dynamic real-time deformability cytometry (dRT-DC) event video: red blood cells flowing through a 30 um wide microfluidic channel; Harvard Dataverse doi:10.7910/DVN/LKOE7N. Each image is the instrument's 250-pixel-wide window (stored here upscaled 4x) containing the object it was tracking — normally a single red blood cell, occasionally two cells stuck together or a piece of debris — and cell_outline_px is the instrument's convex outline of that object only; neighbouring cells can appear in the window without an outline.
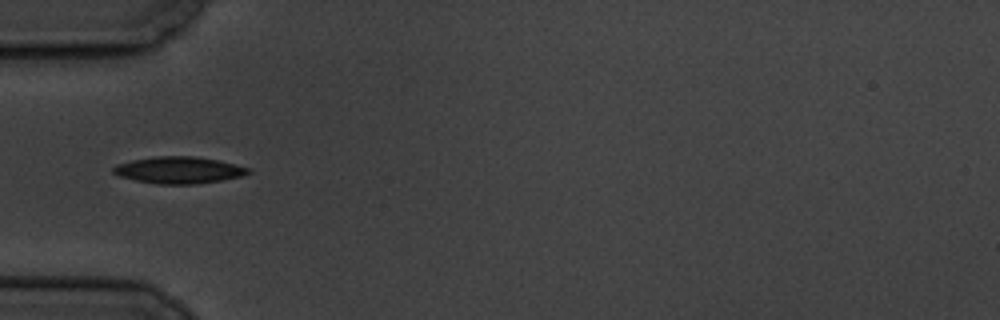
{"species": "common noctule bat (a hibernating species)", "species_latin": "Nyctalus noctula", "temperature_condition": "cold", "stored_images_in_passage": 9, "camera_frame_rate_fps": 3000, "um_per_image_px": 0.085, "animal": {"sex": "male", "body_mass_g": 19.5, "forearm_length_mm": 54.6}, "frame": {"image": 1, "passage_image": 6, "time_ms": 5.667, "image_size_px": [1000, 320], "cell_outline_px": [[252, 172], [240, 176], [220, 180], [196, 184], [156, 184], [136, 180], [120, 176], [112, 172], [112, 168], [116, 164], [132, 160], [156, 156], [192, 156], [216, 160], [252, 168]], "centroid_in_image_um": [15.19, 14.45], "position_along_channel_um": 69.8, "area_um2": 20.92}}
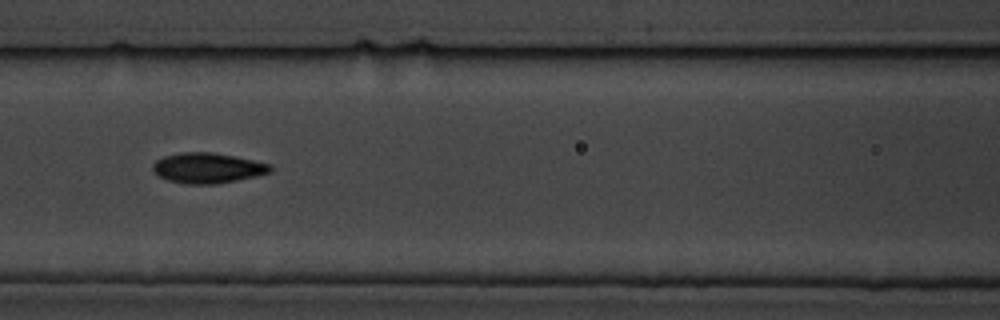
{"frame": {"image": 2, "passage_image": 8, "time_ms": 8.0, "image_size_px": [1000, 320], "cell_outline_px": [[272, 172], [256, 176], [216, 184], [184, 184], [168, 180], [152, 172], [152, 164], [156, 160], [164, 156], [180, 152], [212, 152], [272, 164]], "centroid_in_image_um": [17.62, 14.28], "position_along_channel_um": 149.0, "area_um2": 20.81}}
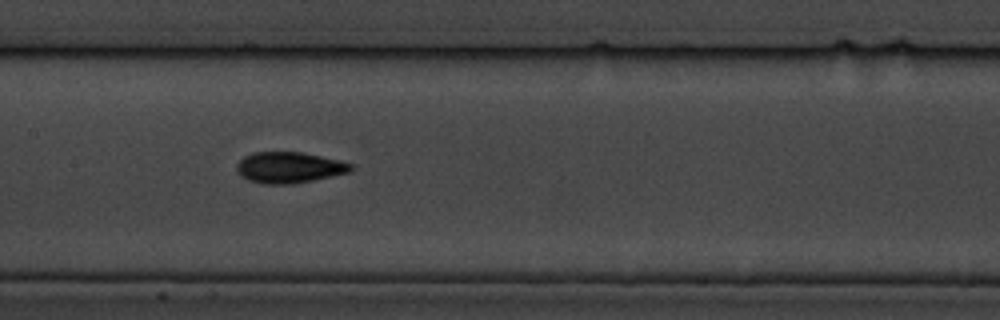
{"frame": {"image": 3, "passage_image": 9, "time_ms": 9.0, "image_size_px": [1000, 320], "cell_outline_px": [[356, 168], [352, 172], [312, 180], [288, 184], [264, 184], [248, 180], [240, 176], [236, 168], [236, 164], [244, 156], [252, 152], [300, 152], [340, 160], [352, 164]], "centroid_in_image_um": [24.59, 14.23], "position_along_channel_um": 182.8, "area_um2": 20.75}}